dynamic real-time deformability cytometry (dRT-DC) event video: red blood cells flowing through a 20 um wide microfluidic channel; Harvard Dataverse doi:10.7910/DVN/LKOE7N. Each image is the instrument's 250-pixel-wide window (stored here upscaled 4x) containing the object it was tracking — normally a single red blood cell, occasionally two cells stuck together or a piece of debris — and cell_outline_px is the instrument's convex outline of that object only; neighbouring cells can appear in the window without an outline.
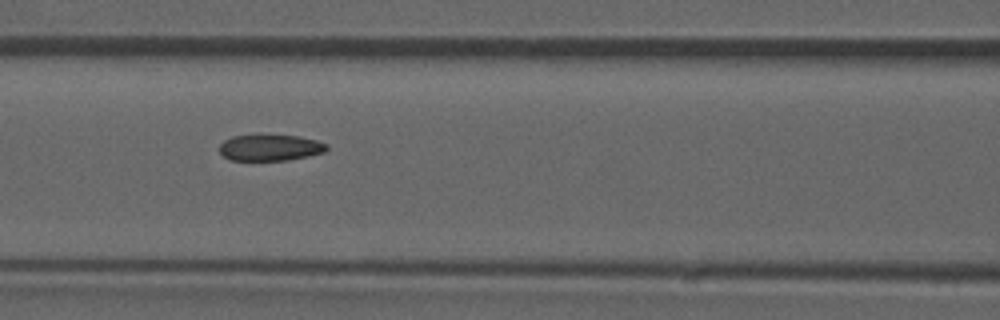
{"species": "common noctule bat (a hibernating species)", "species_latin": "Nyctalus noctula", "temperature_condition": "room temperature", "stored_images_in_passage": 36, "camera_frame_rate_fps": 3000, "um_per_image_px": 0.085, "animal": {"sex": "male", "forearm_length_mm": 52.5}, "frame": {"image": 1, "passage_image": 6, "time_ms": 1.667, "image_size_px": [1000, 320], "cell_outline_px": [[328, 148], [324, 152], [308, 156], [288, 160], [232, 160], [224, 156], [220, 152], [220, 144], [224, 140], [232, 136], [300, 136], [316, 140], [328, 144]], "centroid_in_image_um": [22.99, 12.56], "position_along_channel_um": 143.6, "area_um2": 16.13}}